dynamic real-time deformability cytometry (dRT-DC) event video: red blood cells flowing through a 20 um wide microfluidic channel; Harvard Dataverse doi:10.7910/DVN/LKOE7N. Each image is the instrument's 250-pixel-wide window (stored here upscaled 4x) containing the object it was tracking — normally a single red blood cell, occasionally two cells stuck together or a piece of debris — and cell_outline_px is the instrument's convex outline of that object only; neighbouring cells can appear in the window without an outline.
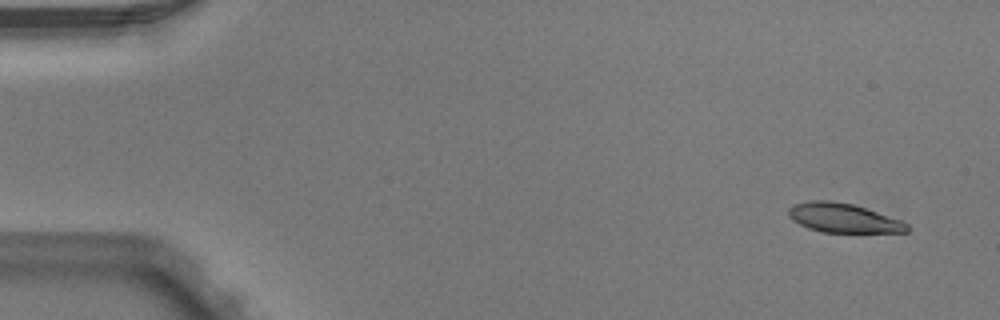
{"species": "Egyptian fruit bat (a non-hibernating species)", "species_latin": "Rousettus aegyptiacus", "temperature_condition": "warm", "stored_images_in_passage": 5, "camera_frame_rate_fps": 3000, "um_per_image_px": 0.085, "animal": {"sex": "male"}, "frame": {"image": 1, "passage_image": 1, "time_ms": 0.0, "image_size_px": [1000, 320], "cell_outline_px": [[912, 228], [908, 232], [824, 232], [808, 228], [792, 220], [788, 216], [788, 208], [792, 204], [812, 200], [832, 200], [852, 204], [900, 220], [908, 224]], "centroid_in_image_um": [71.65, 18.52], "position_along_channel_um": 13.3, "area_um2": 20.11}}
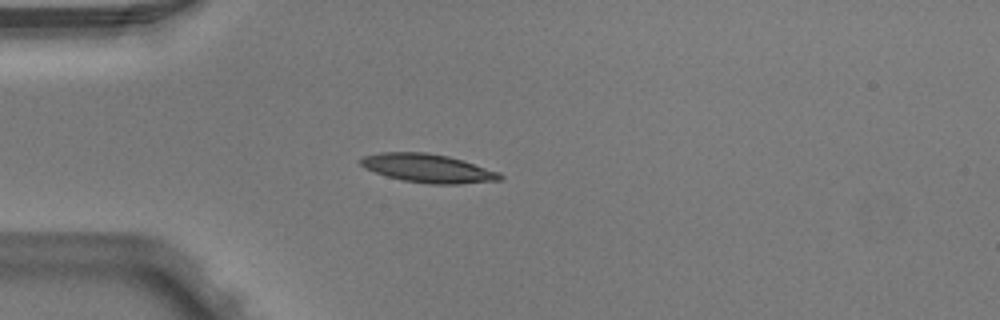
{"frame": {"image": 2, "passage_image": 4, "time_ms": 1.0, "image_size_px": [1000, 320], "cell_outline_px": [[504, 176], [500, 180], [460, 184], [428, 184], [404, 180], [388, 176], [364, 168], [356, 160], [364, 156], [380, 152], [428, 152], [448, 156], [500, 172]], "centroid_in_image_um": [36.35, 14.3], "position_along_channel_um": 48.6, "area_um2": 23.18}}